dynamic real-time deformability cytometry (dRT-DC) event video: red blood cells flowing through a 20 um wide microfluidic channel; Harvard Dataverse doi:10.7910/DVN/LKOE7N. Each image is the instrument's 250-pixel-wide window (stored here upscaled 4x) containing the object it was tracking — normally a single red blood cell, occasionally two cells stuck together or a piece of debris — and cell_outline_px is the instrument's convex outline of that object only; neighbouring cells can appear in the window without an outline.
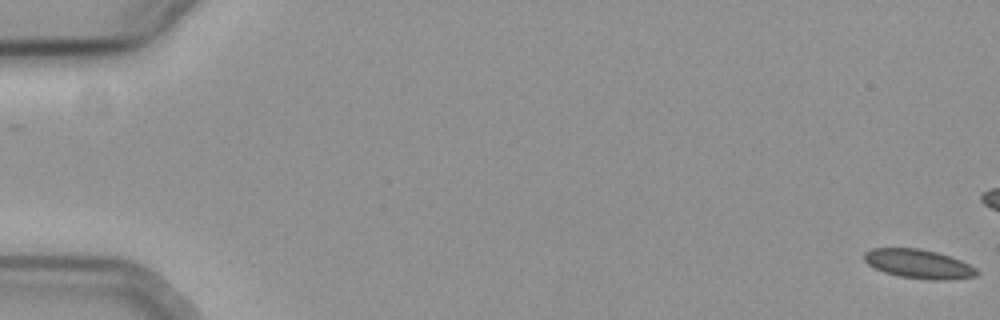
{"species": "common noctule bat (a hibernating species)", "species_latin": "Nyctalus noctula", "temperature_condition": "cold", "stored_images_in_passage": 11, "camera_frame_rate_fps": 3000, "um_per_image_px": 0.085, "animal": {"sex": "female", "body_mass_g": 19.3, "forearm_length_mm": 54.1}, "frame": {"image": 1, "passage_image": 1, "time_ms": 0.0, "image_size_px": [1000, 320], "cell_outline_px": [[980, 272], [976, 276], [948, 280], [932, 280], [900, 276], [884, 272], [868, 264], [864, 260], [864, 252], [872, 248], [916, 248], [936, 252], [960, 260], [976, 268]], "centroid_in_image_um": [78.08, 22.43], "position_along_channel_um": 6.9, "area_um2": 18.9}}